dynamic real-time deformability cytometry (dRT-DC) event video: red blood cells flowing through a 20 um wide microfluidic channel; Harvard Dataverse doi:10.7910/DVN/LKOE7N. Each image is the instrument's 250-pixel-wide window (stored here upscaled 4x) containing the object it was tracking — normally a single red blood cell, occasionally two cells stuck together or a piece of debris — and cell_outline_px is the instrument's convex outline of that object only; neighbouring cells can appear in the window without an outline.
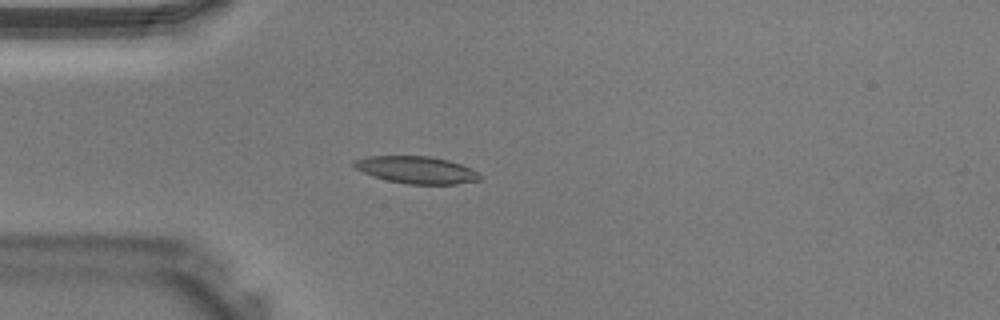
{"species": "Egyptian fruit bat (a non-hibernating species)", "species_latin": "Rousettus aegyptiacus", "temperature_condition": "warm", "stored_images_in_passage": 32, "camera_frame_rate_fps": 3000, "um_per_image_px": 0.085, "animal": {"sex": "male"}, "frame": {"image": 1, "passage_image": 2, "time_ms": 0.333, "image_size_px": [1000, 320], "cell_outline_px": [[480, 180], [456, 184], [408, 184], [388, 180], [372, 176], [356, 168], [352, 164], [352, 160], [368, 156], [428, 156], [448, 160], [472, 168], [480, 176]], "centroid_in_image_um": [35.38, 14.43], "position_along_channel_um": 49.6, "area_um2": 19.83}}
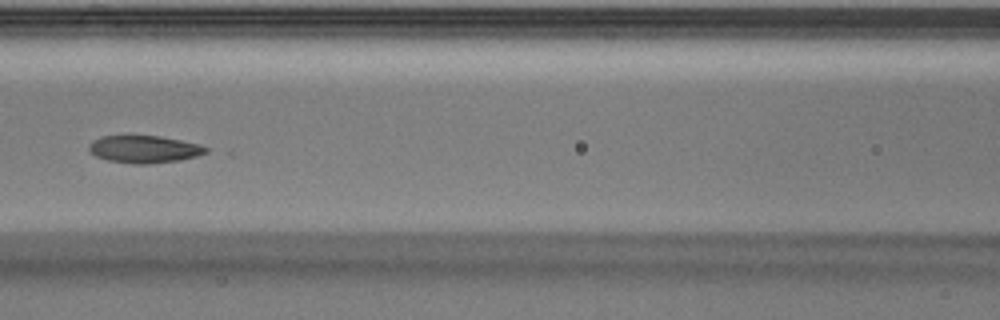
{"frame": {"image": 2, "passage_image": 9, "time_ms": 2.667, "image_size_px": [1000, 320], "cell_outline_px": [[208, 152], [196, 156], [180, 160], [148, 164], [132, 164], [108, 160], [96, 156], [88, 148], [88, 144], [92, 140], [100, 136], [128, 132], [132, 132], [160, 136], [200, 144], [208, 148]], "centroid_in_image_um": [12.2, 12.62], "position_along_channel_um": 154.4, "area_um2": 19.59}}
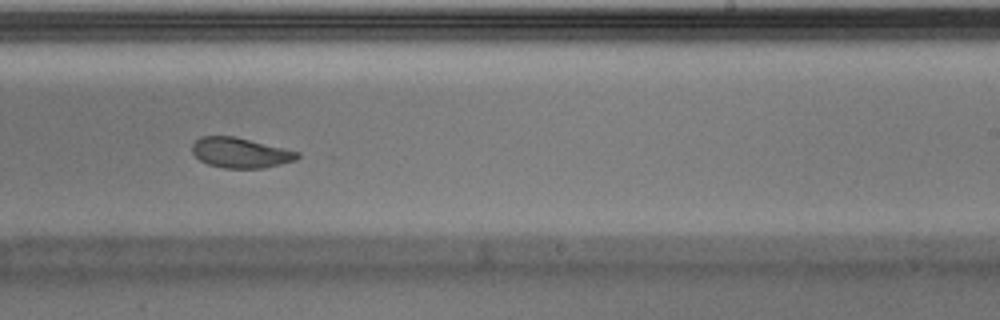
{"frame": {"image": 3, "passage_image": 16, "time_ms": 5.0, "image_size_px": [1000, 320], "cell_outline_px": [[300, 156], [296, 160], [264, 168], [224, 168], [208, 164], [200, 160], [192, 152], [192, 144], [200, 136], [232, 136], [300, 152]], "centroid_in_image_um": [20.42, 12.99], "position_along_channel_um": 268.6, "area_um2": 18.32}}